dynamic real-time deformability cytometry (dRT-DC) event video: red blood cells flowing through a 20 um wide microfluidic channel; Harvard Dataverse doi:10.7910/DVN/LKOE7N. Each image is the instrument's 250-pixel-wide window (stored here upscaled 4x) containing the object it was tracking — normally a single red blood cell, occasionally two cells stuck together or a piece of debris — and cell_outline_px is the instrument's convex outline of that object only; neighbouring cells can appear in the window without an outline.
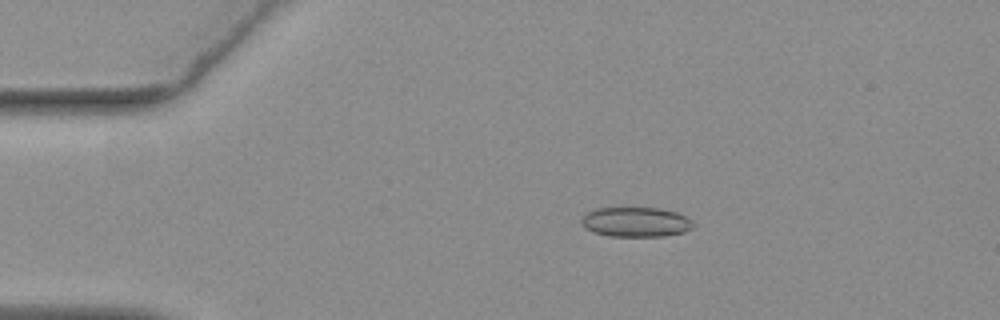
{"species": "common noctule bat (a hibernating species)", "species_latin": "Nyctalus noctula", "temperature_condition": "warm", "stored_images_in_passage": 41, "camera_frame_rate_fps": 3000, "um_per_image_px": 0.085, "animal": {"sex": "female", "body_mass_g": 19.3, "forearm_length_mm": 54.1}, "frame": {"image": 1, "passage_image": 1, "time_ms": 0.0, "image_size_px": [1000, 320], "cell_outline_px": [[696, 224], [692, 228], [684, 232], [664, 236], [608, 236], [592, 232], [584, 228], [580, 224], [580, 220], [588, 212], [596, 208], [660, 208], [676, 212], [692, 220]], "centroid_in_image_um": [54.03, 18.88], "position_along_channel_um": 31.0, "area_um2": 19.54}}
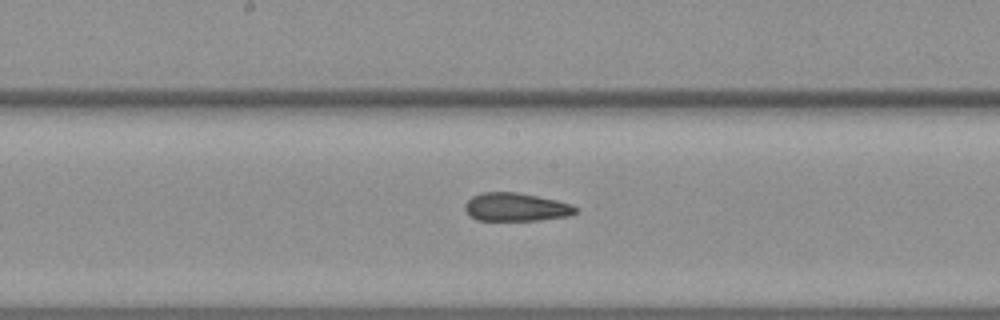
{"frame": {"image": 2, "passage_image": 19, "time_ms": 6.0, "image_size_px": [1000, 320], "cell_outline_px": [[580, 208], [576, 212], [568, 216], [540, 220], [476, 220], [468, 216], [464, 208], [464, 204], [472, 196], [484, 192], [516, 192], [556, 200], [572, 204]], "centroid_in_image_um": [43.84, 17.61], "position_along_channel_um": 204.4, "area_um2": 18.32}}
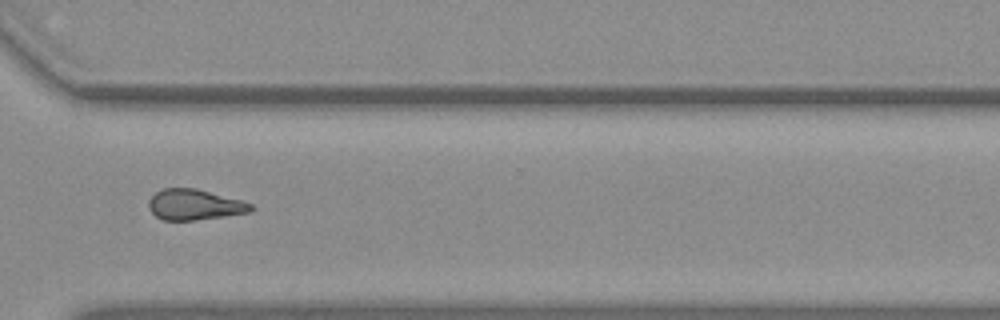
{"frame": {"image": 3, "passage_image": 31, "time_ms": 10.0, "image_size_px": [1000, 320], "cell_outline_px": [[256, 208], [252, 212], [192, 220], [164, 220], [156, 216], [148, 208], [148, 200], [156, 192], [164, 188], [196, 188], [240, 200], [252, 204]], "centroid_in_image_um": [16.54, 17.39], "position_along_channel_um": 354.1, "area_um2": 18.15}, "authors_computed_cell_mechanics": {"area_um2": 18.3804, "velocity_mm_per_s": 3.7465, "shape_relaxation_time_tau1_ms": null, "shape_relaxation_time_tau2_ms": 1.707, "deformation_change_tau1": null, "deformation_change_tau2": 0.0765}}